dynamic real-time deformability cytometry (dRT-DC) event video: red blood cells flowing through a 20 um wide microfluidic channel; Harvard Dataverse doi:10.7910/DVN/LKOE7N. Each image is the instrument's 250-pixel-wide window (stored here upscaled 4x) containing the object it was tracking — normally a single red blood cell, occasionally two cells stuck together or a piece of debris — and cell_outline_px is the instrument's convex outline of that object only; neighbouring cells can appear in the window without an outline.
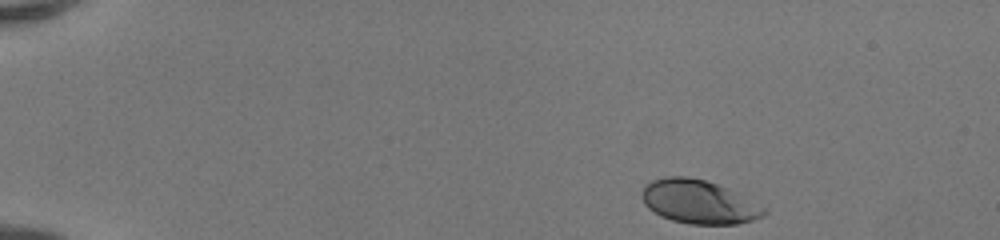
{"species": "human", "species_latin": "Homo sapiens", "temperature_condition": "room temperature", "stored_images_in_passage": 43, "camera_frame_rate_fps": 3000, "um_per_image_px": 0.085, "donor": {"sex": "female"}, "frame": {"image": 1, "passage_image": 1, "time_ms": 0.0, "image_size_px": [1000, 240], "cell_outline_px": [[768, 212], [764, 216], [752, 220], [736, 224], [692, 224], [672, 220], [660, 216], [648, 208], [644, 204], [640, 196], [644, 184], [652, 180], [664, 176], [688, 176], [704, 180], [740, 192], [768, 208]], "centroid_in_image_um": [59.42, 17.14], "position_along_channel_um": 25.6, "area_um2": 31.67}}
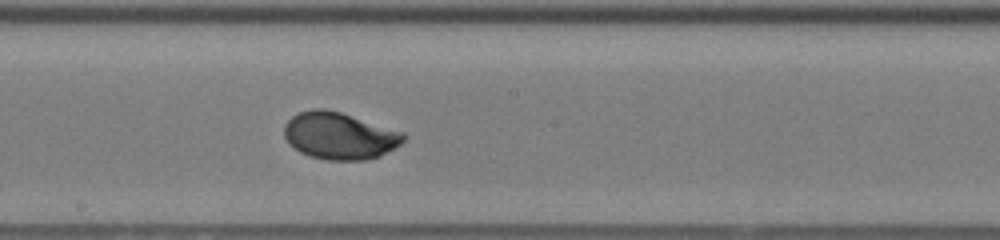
{"frame": {"image": 2, "passage_image": 23, "time_ms": 7.333, "image_size_px": [1000, 240], "cell_outline_px": [[408, 136], [400, 144], [380, 156], [364, 160], [328, 160], [308, 156], [300, 152], [288, 144], [284, 136], [284, 124], [292, 116], [300, 112], [312, 108], [324, 108], [340, 112], [404, 132]], "centroid_in_image_um": [28.84, 11.54], "position_along_channel_um": 219.4, "area_um2": 32.83}}
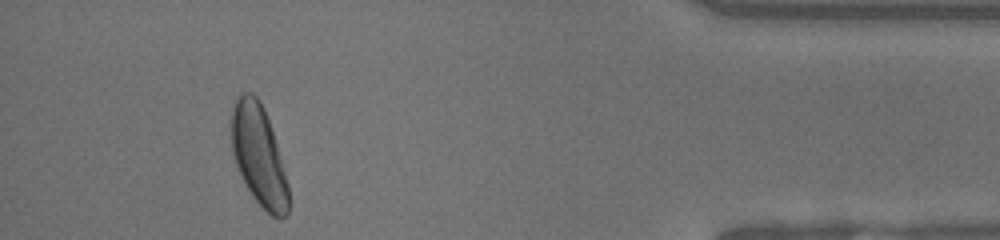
{"frame": {"image": 3, "passage_image": 40, "time_ms": 13.0, "image_size_px": [1000, 240], "cell_outline_px": [[288, 212], [280, 220], [272, 216], [252, 196], [236, 164], [232, 152], [232, 104], [236, 96], [240, 92], [252, 92], [260, 100], [264, 108], [272, 128], [288, 184]], "centroid_in_image_um": [21.99, 13.15], "position_along_channel_um": 413.2, "area_um2": 33.23}, "authors_computed_cell_mechanics": {"area_um2": 32.079, "velocity_mm_per_s": 4.1829, "shape_relaxation_time_tau1_ms": 1.7478, "shape_relaxation_time_tau2_ms": null, "deformation_change_tau1": 0.1339, "deformation_change_tau2": null}}